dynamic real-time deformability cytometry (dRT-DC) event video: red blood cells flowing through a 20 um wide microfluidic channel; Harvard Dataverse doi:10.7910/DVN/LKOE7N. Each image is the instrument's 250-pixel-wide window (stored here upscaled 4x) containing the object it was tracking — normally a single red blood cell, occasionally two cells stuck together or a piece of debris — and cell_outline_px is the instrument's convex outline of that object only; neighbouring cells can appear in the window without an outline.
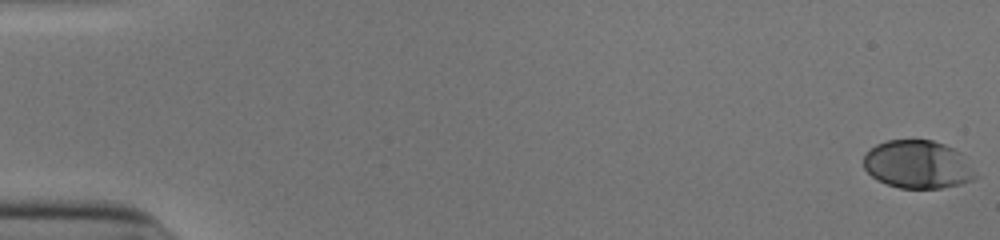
{"species": "human", "species_latin": "Homo sapiens", "temperature_condition": "cold", "stored_images_in_passage": 54, "camera_frame_rate_fps": 3000, "um_per_image_px": 0.085, "donor": {"sex": "male"}, "frame": {"image": 1, "passage_image": 1, "time_ms": 0.0, "image_size_px": [1000, 240], "cell_outline_px": [[980, 176], [972, 180], [960, 184], [940, 188], [900, 188], [888, 184], [872, 176], [864, 168], [864, 156], [876, 144], [888, 140], [932, 140], [944, 144], [960, 152]], "centroid_in_image_um": [78.05, 13.98], "position_along_channel_um": 7.0, "area_um2": 31.21}}
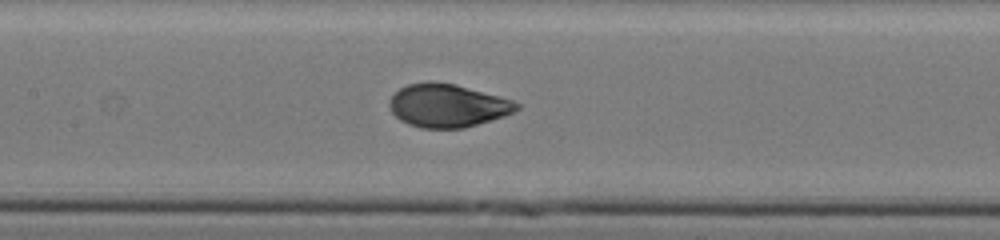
{"frame": {"image": 2, "passage_image": 27, "time_ms": 8.667, "image_size_px": [1000, 240], "cell_outline_px": [[520, 108], [504, 116], [464, 128], [420, 128], [408, 124], [400, 120], [392, 112], [388, 104], [388, 100], [400, 88], [408, 84], [428, 80], [436, 80], [456, 84], [512, 100], [520, 104]], "centroid_in_image_um": [38.01, 8.96], "position_along_channel_um": 169.4, "area_um2": 32.14}}
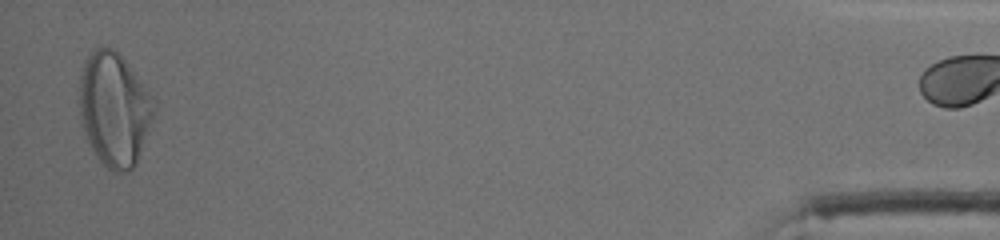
{"frame": {"image": 3, "passage_image": 53, "time_ms": 17.333, "image_size_px": [1000, 240], "cell_outline_px": [[156, 112], [136, 164], [128, 172], [112, 172], [100, 160], [92, 148], [80, 124], [80, 72], [84, 60], [96, 48], [104, 44], [112, 48], [128, 64], [156, 96]], "centroid_in_image_um": [9.75, 9.26], "position_along_channel_um": 425.4, "area_um2": 50.05}}